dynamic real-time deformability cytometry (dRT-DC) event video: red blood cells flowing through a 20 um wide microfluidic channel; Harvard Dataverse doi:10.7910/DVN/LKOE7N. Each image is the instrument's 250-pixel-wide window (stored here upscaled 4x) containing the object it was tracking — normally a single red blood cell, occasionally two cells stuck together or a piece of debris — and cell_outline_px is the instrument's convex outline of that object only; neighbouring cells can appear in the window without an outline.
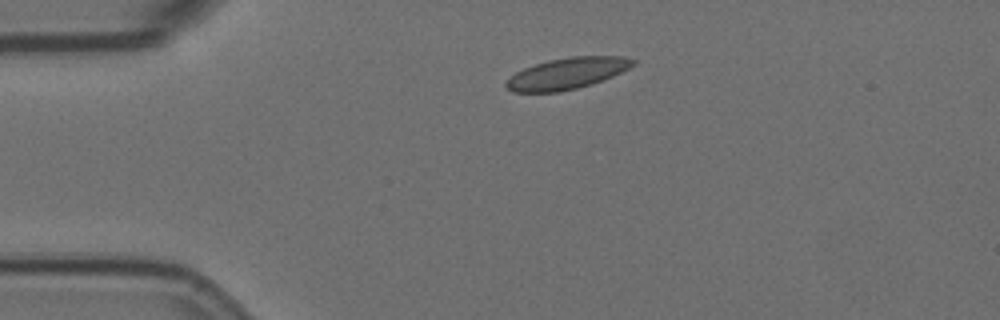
{"species": "Egyptian fruit bat (a non-hibernating species)", "species_latin": "Rousettus aegyptiacus", "temperature_condition": "room temperature", "stored_images_in_passage": 2, "camera_frame_rate_fps": 3000, "um_per_image_px": 0.085, "animal": {"sex": "female"}, "frame": {"image": 1, "passage_image": 1, "time_ms": 0.0, "image_size_px": [1000, 320], "cell_outline_px": [[636, 64], [612, 76], [576, 88], [560, 92], [512, 92], [504, 84], [516, 72], [524, 68], [548, 60], [572, 56], [624, 56], [636, 60]], "centroid_in_image_um": [48.2, 6.23], "position_along_channel_um": 36.8, "area_um2": 22.83}}